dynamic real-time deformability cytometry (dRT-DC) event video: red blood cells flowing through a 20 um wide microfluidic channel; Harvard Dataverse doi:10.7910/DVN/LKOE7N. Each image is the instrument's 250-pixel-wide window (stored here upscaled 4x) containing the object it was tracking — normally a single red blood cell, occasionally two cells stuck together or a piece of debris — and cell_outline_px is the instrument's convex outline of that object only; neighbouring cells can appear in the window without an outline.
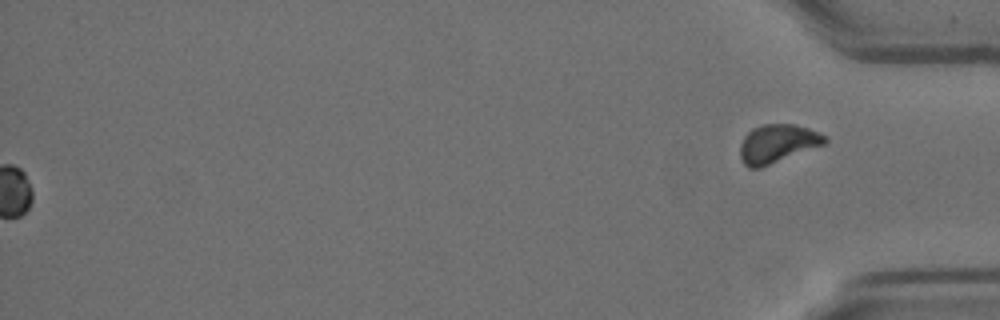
{"species": "Egyptian fruit bat (a non-hibernating species)", "species_latin": "Rousettus aegyptiacus", "temperature_condition": "room temperature", "stored_images_in_passage": 57, "segment_of_instrument_passage": [2, 2], "camera_frame_rate_fps": 3000, "um_per_image_px": 0.085, "animal": {"sex": "female"}, "frame": {"image": 1, "passage_image": 57, "time_ms": 18.667, "image_size_px": [1000, 320], "cell_outline_px": [[828, 140], [824, 144], [760, 168], [748, 168], [744, 164], [740, 156], [740, 144], [744, 136], [752, 128], [764, 124], [792, 124], [808, 128], [828, 136]], "centroid_in_image_um": [66.07, 12.2], "position_along_channel_um": 369.1, "area_um2": 18.9}}